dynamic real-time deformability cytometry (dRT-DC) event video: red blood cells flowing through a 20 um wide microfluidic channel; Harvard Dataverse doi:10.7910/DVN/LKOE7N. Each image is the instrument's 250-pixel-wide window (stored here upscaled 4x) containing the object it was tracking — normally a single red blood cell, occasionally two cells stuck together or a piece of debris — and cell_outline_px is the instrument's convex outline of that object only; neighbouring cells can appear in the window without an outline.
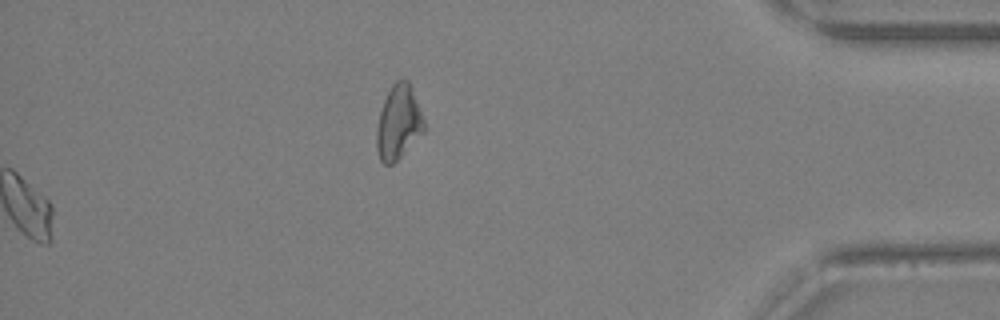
{"species": "Egyptian fruit bat (a non-hibernating species)", "species_latin": "Rousettus aegyptiacus", "temperature_condition": "warm", "stored_images_in_passage": 33, "segment_of_instrument_passage": [2, 2], "camera_frame_rate_fps": 3000, "um_per_image_px": 0.085, "animal": {"sex": "female"}, "frame": {"image": 1, "passage_image": 33, "time_ms": 10.667, "image_size_px": [1000, 320], "cell_outline_px": [[424, 132], [392, 164], [384, 164], [380, 160], [376, 148], [376, 128], [380, 112], [384, 100], [392, 84], [396, 80], [408, 80], [424, 120]], "centroid_in_image_um": [33.85, 10.42], "position_along_channel_um": 401.4, "area_um2": 20.11}}